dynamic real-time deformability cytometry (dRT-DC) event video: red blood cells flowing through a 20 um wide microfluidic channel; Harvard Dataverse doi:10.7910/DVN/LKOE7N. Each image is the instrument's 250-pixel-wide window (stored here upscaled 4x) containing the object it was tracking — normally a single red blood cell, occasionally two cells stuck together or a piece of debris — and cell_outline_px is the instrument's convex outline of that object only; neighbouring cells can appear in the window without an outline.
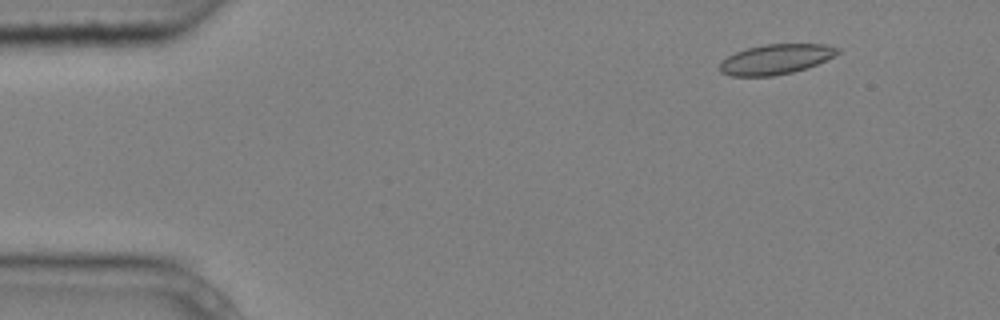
{"species": "common noctule bat (a hibernating species)", "species_latin": "Nyctalus noctula", "temperature_condition": "cold", "stored_images_in_passage": 6, "camera_frame_rate_fps": 3000, "um_per_image_px": 0.085, "animal": {"sex": "male", "body_mass_g": 20.4}, "frame": {"image": 1, "passage_image": 2, "time_ms": 0.333, "image_size_px": [1000, 320], "cell_outline_px": [[840, 52], [808, 68], [792, 72], [772, 76], [732, 76], [720, 72], [720, 60], [744, 48], [764, 44], [824, 44], [840, 48]], "centroid_in_image_um": [65.91, 5.03], "position_along_channel_um": 19.1, "area_um2": 20.63}}
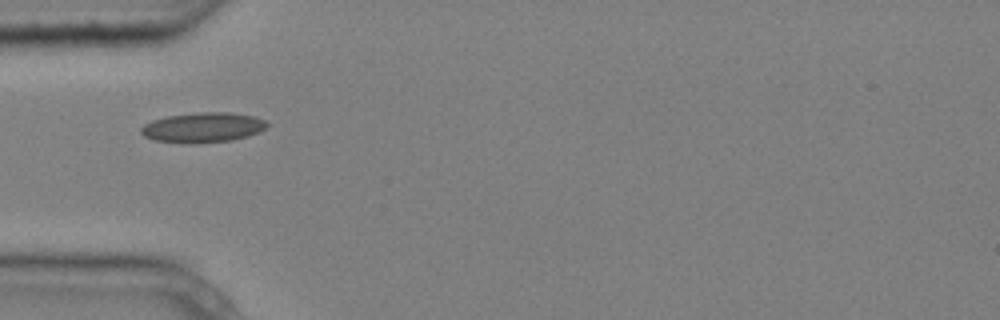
{"frame": {"image": 2, "passage_image": 5, "time_ms": 1.333, "image_size_px": [1000, 320], "cell_outline_px": [[268, 124], [260, 132], [248, 136], [232, 140], [192, 144], [184, 144], [156, 140], [144, 136], [140, 132], [140, 128], [144, 124], [152, 120], [168, 116], [200, 112], [228, 112], [256, 116], [264, 120]], "centroid_in_image_um": [17.24, 10.84], "position_along_channel_um": 67.8, "area_um2": 22.14}}
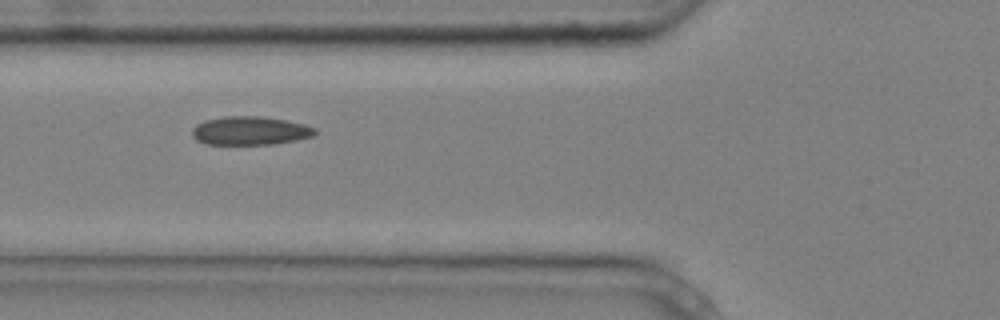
{"frame": {"image": 3, "passage_image": 6, "time_ms": 1.667, "image_size_px": [1000, 320], "cell_outline_px": [[316, 132], [312, 136], [296, 140], [276, 144], [204, 144], [196, 140], [192, 136], [192, 128], [196, 124], [204, 120], [224, 116], [260, 116], [288, 120], [304, 124], [316, 128]], "centroid_in_image_um": [21.24, 11.1], "position_along_channel_um": 104.6, "area_um2": 20.63}}